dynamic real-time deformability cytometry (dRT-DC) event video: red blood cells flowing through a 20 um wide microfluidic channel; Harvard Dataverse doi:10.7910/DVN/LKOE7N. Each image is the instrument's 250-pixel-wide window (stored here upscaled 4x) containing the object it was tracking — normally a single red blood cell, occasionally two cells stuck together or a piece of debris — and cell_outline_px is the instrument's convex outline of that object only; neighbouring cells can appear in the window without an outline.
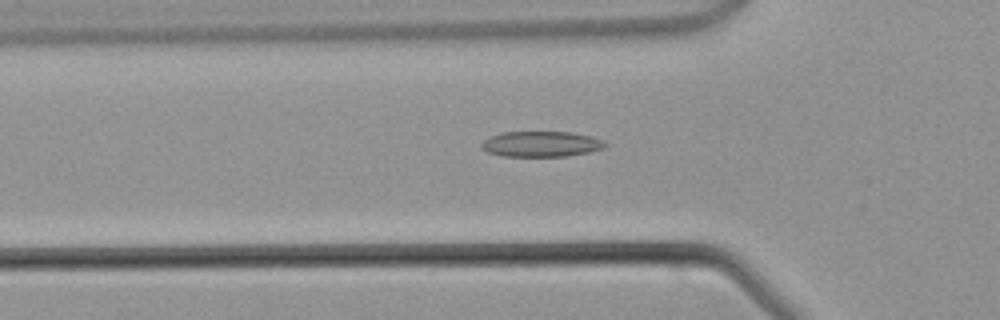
{"species": "common noctule bat (a hibernating species)", "species_latin": "Nyctalus noctula", "temperature_condition": "warm", "stored_images_in_passage": 43, "camera_frame_rate_fps": 3000, "um_per_image_px": 0.085, "animal": {"sex": "male", "body_mass_g": 21.5, "forearm_length_mm": 52.0}, "frame": {"image": 1, "passage_image": 13, "time_ms": 4.0, "image_size_px": [1000, 320], "cell_outline_px": [[608, 144], [604, 148], [588, 152], [568, 156], [500, 156], [488, 152], [480, 148], [480, 144], [488, 136], [500, 132], [572, 132], [592, 136], [604, 140]], "centroid_in_image_um": [45.98, 12.24], "position_along_channel_um": 79.8, "area_um2": 18.67}}
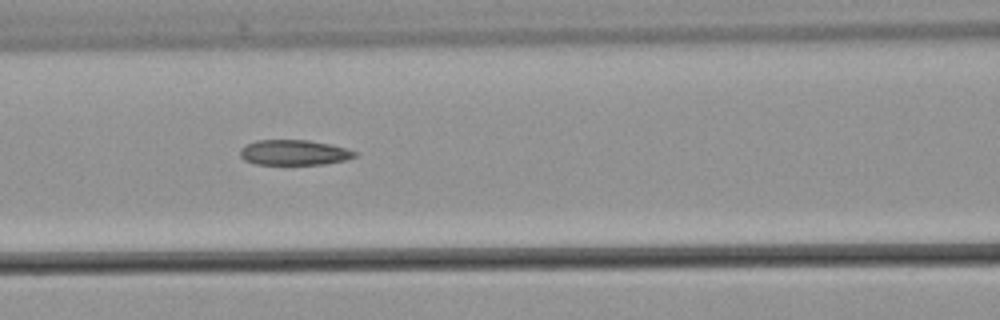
{"frame": {"image": 2, "passage_image": 17, "time_ms": 5.333, "image_size_px": [1000, 320], "cell_outline_px": [[356, 156], [344, 160], [324, 164], [256, 164], [244, 160], [240, 156], [240, 148], [256, 140], [308, 140], [332, 144], [356, 152]], "centroid_in_image_um": [24.97, 12.96], "position_along_channel_um": 141.6, "area_um2": 16.76}}
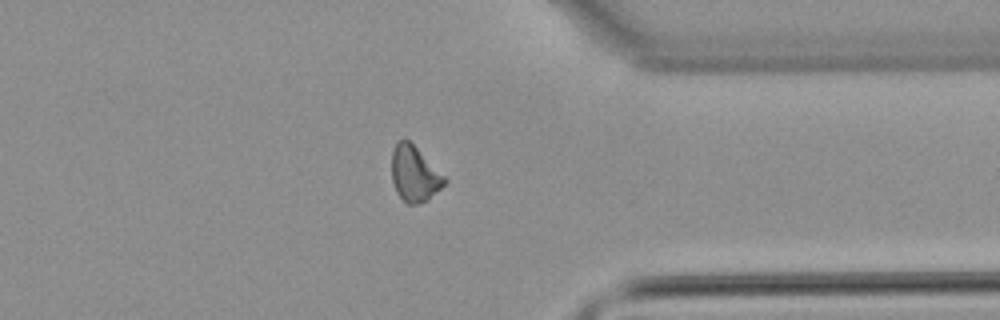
{"frame": {"image": 3, "passage_image": 33, "time_ms": 10.667, "image_size_px": [1000, 320], "cell_outline_px": [[448, 180], [440, 188], [424, 200], [416, 204], [408, 204], [396, 192], [392, 180], [392, 152], [396, 144], [400, 140], [408, 140]], "centroid_in_image_um": [35.19, 14.78], "position_along_channel_um": 376.2, "area_um2": 16.36}}